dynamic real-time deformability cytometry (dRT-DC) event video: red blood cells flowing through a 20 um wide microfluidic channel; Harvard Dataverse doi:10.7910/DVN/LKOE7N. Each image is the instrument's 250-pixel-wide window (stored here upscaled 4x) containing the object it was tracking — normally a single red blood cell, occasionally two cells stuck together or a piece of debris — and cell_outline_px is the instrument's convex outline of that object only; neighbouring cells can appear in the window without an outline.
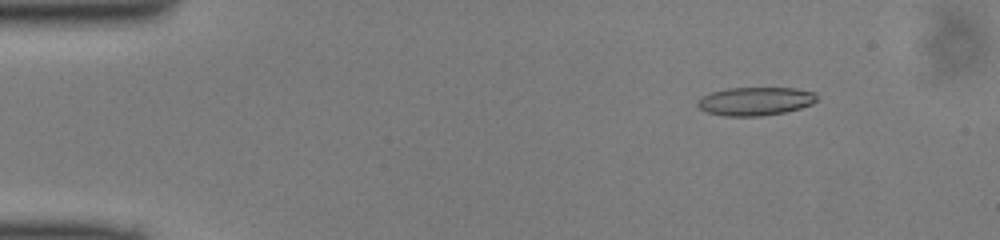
{"species": "common noctule bat (a hibernating species)", "species_latin": "Nyctalus noctula", "temperature_condition": "cold", "stored_images_in_passage": 49, "camera_frame_rate_fps": 3000, "um_per_image_px": 0.085, "animal": {"sex": "male", "body_mass_g": 13.0, "forearm_length_mm": 53.1}, "frame": {"image": 1, "passage_image": 6, "time_ms": 1.667, "image_size_px": [1000, 240], "cell_outline_px": [[816, 100], [812, 104], [800, 108], [784, 112], [764, 116], [724, 116], [708, 112], [700, 108], [696, 104], [704, 96], [712, 92], [728, 88], [796, 88], [816, 92]], "centroid_in_image_um": [64.24, 8.6], "position_along_channel_um": 20.8, "area_um2": 19.59}}
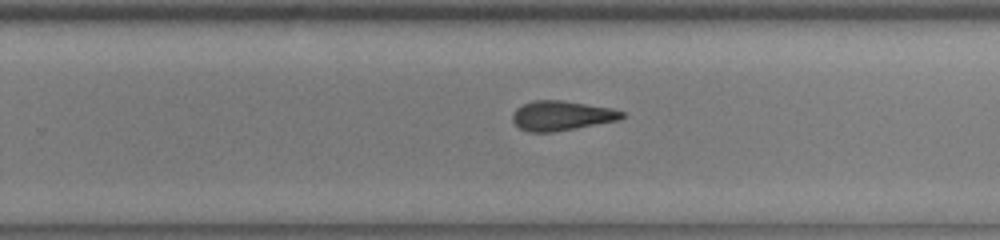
{"frame": {"image": 2, "passage_image": 31, "time_ms": 10.0, "image_size_px": [1000, 240], "cell_outline_px": [[624, 116], [616, 120], [576, 128], [552, 132], [528, 132], [520, 128], [512, 120], [512, 112], [516, 108], [532, 100], [564, 100], [612, 108], [624, 112]], "centroid_in_image_um": [47.69, 9.82], "position_along_channel_um": 282.1, "area_um2": 18.84}}
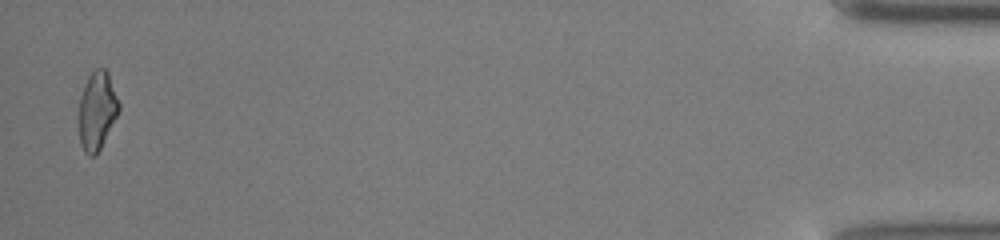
{"frame": {"image": 3, "passage_image": 48, "time_ms": 15.667, "image_size_px": [1000, 240], "cell_outline_px": [[120, 112], [96, 156], [88, 156], [84, 152], [80, 144], [80, 96], [84, 84], [88, 76], [96, 68], [104, 68], [108, 72], [120, 104]], "centroid_in_image_um": [8.27, 9.42], "position_along_channel_um": 426.9, "area_um2": 18.32}}